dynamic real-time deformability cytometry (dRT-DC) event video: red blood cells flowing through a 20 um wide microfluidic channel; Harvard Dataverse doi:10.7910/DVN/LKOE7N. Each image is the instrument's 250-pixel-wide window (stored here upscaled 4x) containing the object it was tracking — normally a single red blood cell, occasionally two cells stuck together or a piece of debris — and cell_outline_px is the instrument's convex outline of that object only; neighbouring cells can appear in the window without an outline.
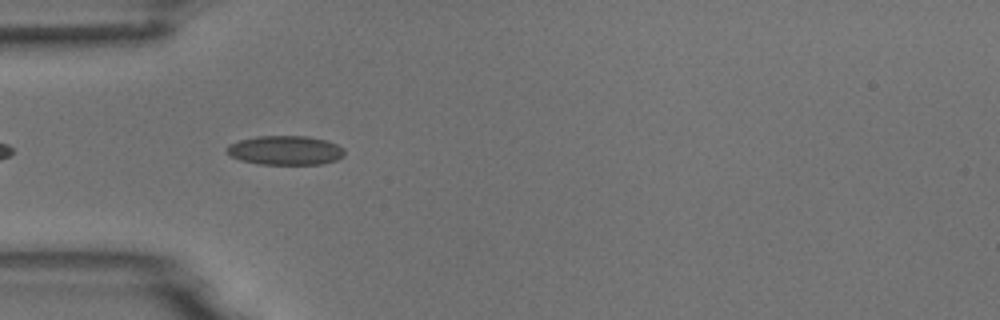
{"species": "common noctule bat (a hibernating species)", "species_latin": "Nyctalus noctula", "temperature_condition": "room temperature", "stored_images_in_passage": 5, "camera_frame_rate_fps": 3000, "um_per_image_px": 0.085, "animal": {"sex": "male", "body_mass_g": 18.8}, "frame": {"image": 1, "passage_image": 4, "time_ms": 1.0, "image_size_px": [1000, 320], "cell_outline_px": [[344, 156], [336, 160], [320, 164], [260, 164], [240, 160], [228, 156], [224, 148], [228, 144], [240, 140], [256, 136], [308, 136], [324, 140], [336, 144], [344, 148]], "centroid_in_image_um": [24.2, 12.78], "position_along_channel_um": 60.8, "area_um2": 20.17}}